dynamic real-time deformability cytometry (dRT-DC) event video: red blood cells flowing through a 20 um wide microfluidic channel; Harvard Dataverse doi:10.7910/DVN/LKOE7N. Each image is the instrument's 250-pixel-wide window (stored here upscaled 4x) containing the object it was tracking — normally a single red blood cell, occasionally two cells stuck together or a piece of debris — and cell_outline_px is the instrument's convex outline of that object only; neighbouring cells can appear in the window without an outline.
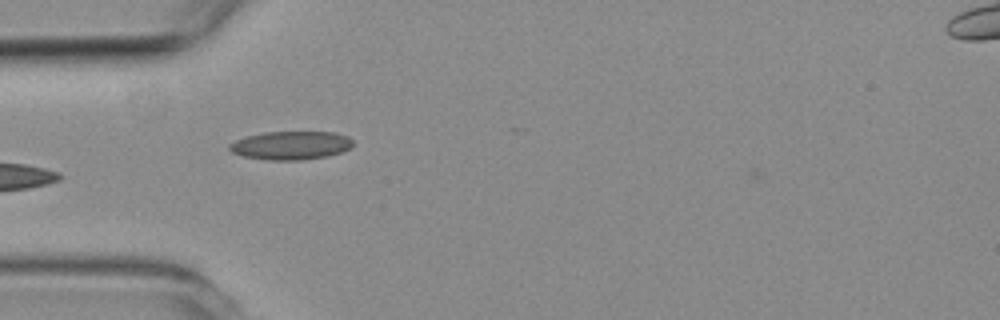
{"species": "common noctule bat (a hibernating species)", "species_latin": "Nyctalus noctula", "temperature_condition": "room temperature", "stored_images_in_passage": 6, "camera_frame_rate_fps": 3000, "um_per_image_px": 0.085, "animal": {"sex": "female", "body_mass_g": 19.3, "forearm_length_mm": 54.1}, "frame": {"image": 1, "passage_image": 4, "time_ms": 4.333, "image_size_px": [1000, 320], "cell_outline_px": [[352, 148], [340, 152], [324, 156], [300, 160], [268, 160], [240, 156], [232, 152], [228, 148], [228, 144], [236, 140], [248, 136], [264, 132], [332, 132], [348, 136], [352, 140]], "centroid_in_image_um": [24.69, 12.36], "position_along_channel_um": 60.3, "area_um2": 20.4}}
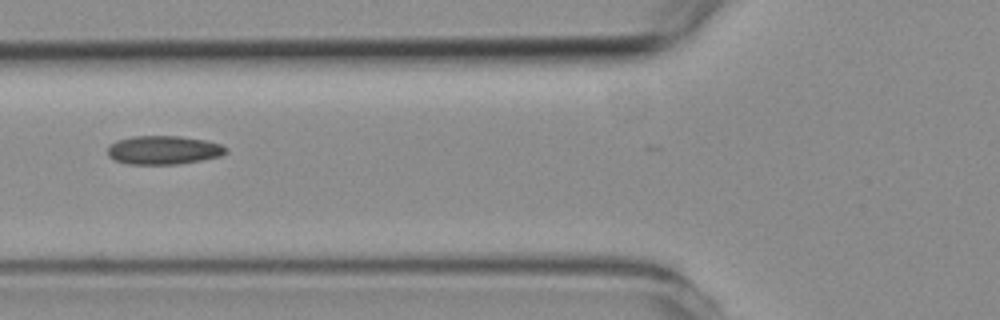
{"frame": {"image": 2, "passage_image": 5, "time_ms": 5.667, "image_size_px": [1000, 320], "cell_outline_px": [[228, 152], [224, 156], [180, 164], [128, 164], [116, 160], [108, 156], [108, 148], [116, 140], [132, 136], [180, 136], [204, 140], [220, 144], [228, 148]], "centroid_in_image_um": [13.95, 12.76], "position_along_channel_um": 111.9, "area_um2": 19.88}}
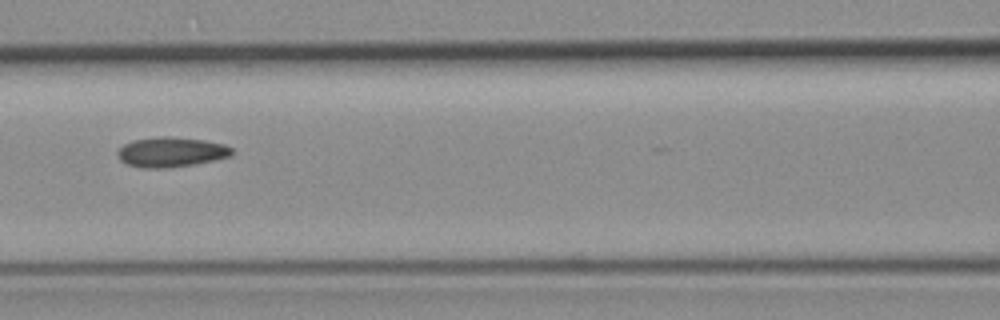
{"frame": {"image": 3, "passage_image": 6, "time_ms": 6.667, "image_size_px": [1000, 320], "cell_outline_px": [[232, 156], [216, 160], [196, 164], [168, 168], [140, 168], [128, 164], [120, 160], [116, 152], [124, 144], [132, 140], [164, 136], [204, 140], [224, 144], [232, 148]], "centroid_in_image_um": [14.55, 12.94], "position_along_channel_um": 152.0, "area_um2": 20.0}}